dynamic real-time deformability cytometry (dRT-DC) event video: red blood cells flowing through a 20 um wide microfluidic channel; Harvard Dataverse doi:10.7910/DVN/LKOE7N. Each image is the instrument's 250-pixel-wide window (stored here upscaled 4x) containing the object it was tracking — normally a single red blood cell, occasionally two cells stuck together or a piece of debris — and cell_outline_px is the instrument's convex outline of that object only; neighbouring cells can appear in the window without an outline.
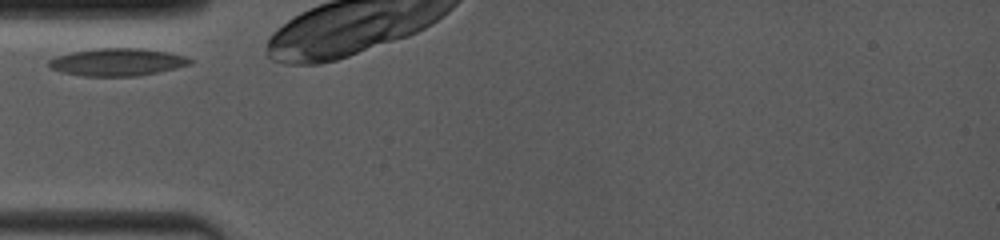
{"species": "common noctule bat (a hibernating species)", "species_latin": "Nyctalus noctula", "temperature_condition": "room temperature", "stored_images_in_passage": 2, "camera_frame_rate_fps": 4000, "um_per_image_px": 0.085, "animal": {"sex": "female", "body_mass_g": 19.0, "forearm_length_mm": 53.3}, "frame": {"image": 1, "passage_image": 1, "time_ms": 0.0, "image_size_px": [1000, 240], "cell_outline_px": [[196, 60], [192, 64], [176, 68], [140, 76], [84, 76], [60, 72], [48, 68], [48, 60], [56, 56], [72, 52], [96, 48], [140, 48], [168, 52], [188, 56]], "centroid_in_image_um": [10.0, 5.28], "position_along_channel_um": 75.0, "area_um2": 23.0}}